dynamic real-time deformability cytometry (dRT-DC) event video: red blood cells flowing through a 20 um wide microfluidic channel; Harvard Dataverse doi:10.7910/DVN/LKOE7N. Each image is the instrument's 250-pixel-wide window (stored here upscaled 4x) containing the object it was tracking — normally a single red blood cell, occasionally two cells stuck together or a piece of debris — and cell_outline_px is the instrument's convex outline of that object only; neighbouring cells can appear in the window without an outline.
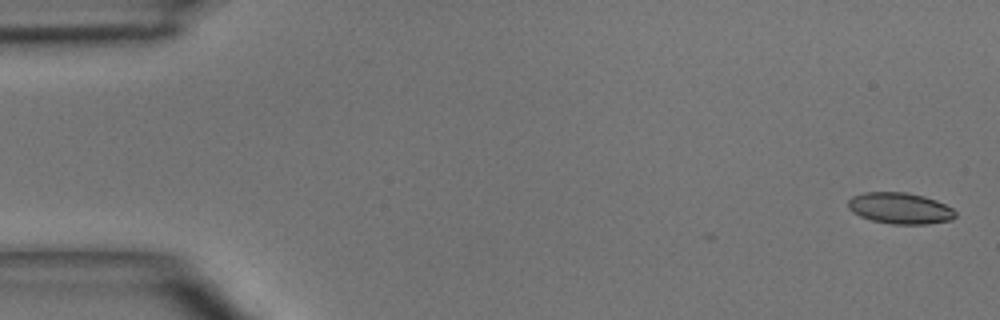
{"species": "common noctule bat (a hibernating species)", "species_latin": "Nyctalus noctula", "temperature_condition": "room temperature", "stored_images_in_passage": 7, "camera_frame_rate_fps": 3000, "um_per_image_px": 0.085, "animal": {"sex": "male", "body_mass_g": 15.6}, "frame": {"image": 1, "passage_image": 1, "time_ms": 0.0, "image_size_px": [1000, 320], "cell_outline_px": [[956, 216], [952, 220], [928, 224], [892, 224], [872, 220], [860, 216], [852, 212], [848, 208], [848, 200], [852, 196], [864, 192], [908, 192], [924, 196], [936, 200], [952, 208], [956, 212]], "centroid_in_image_um": [76.5, 17.7], "position_along_channel_um": 8.5, "area_um2": 19.65}}
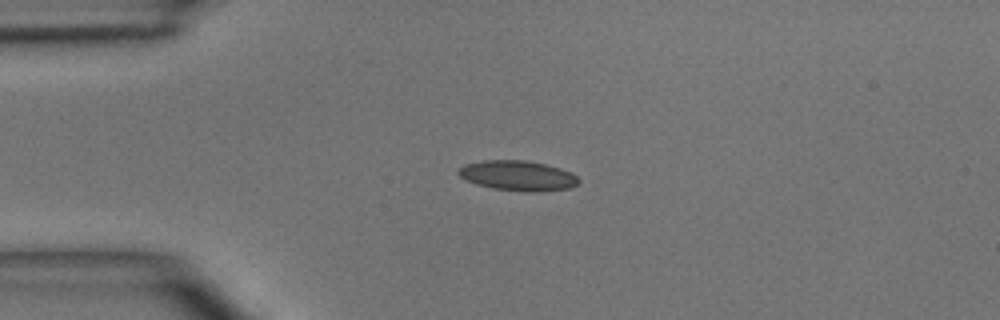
{"frame": {"image": 2, "passage_image": 4, "time_ms": 3.333, "image_size_px": [1000, 320], "cell_outline_px": [[580, 180], [572, 188], [536, 192], [524, 192], [492, 188], [476, 184], [460, 176], [456, 172], [464, 164], [484, 160], [524, 160], [544, 164], [560, 168], [572, 172]], "centroid_in_image_um": [44.03, 14.93], "position_along_channel_um": 41.0, "area_um2": 21.1}}
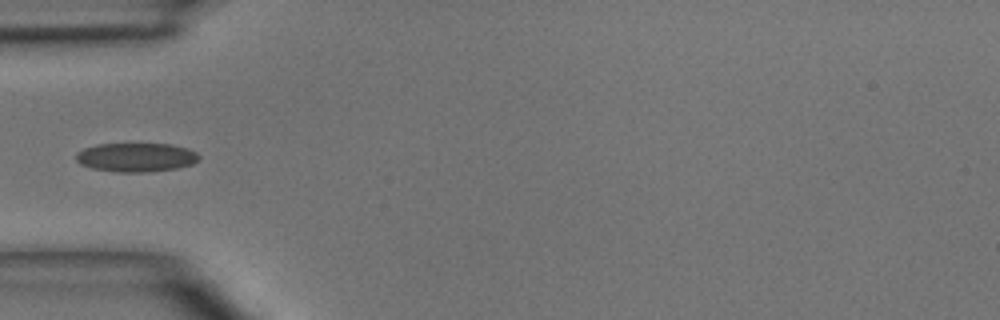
{"frame": {"image": 3, "passage_image": 5, "time_ms": 4.667, "image_size_px": [1000, 320], "cell_outline_px": [[200, 156], [192, 164], [176, 168], [148, 172], [116, 172], [92, 168], [80, 164], [76, 160], [76, 152], [84, 148], [96, 144], [172, 144], [188, 148], [196, 152]], "centroid_in_image_um": [11.55, 13.37], "position_along_channel_um": 73.5, "area_um2": 20.75}}